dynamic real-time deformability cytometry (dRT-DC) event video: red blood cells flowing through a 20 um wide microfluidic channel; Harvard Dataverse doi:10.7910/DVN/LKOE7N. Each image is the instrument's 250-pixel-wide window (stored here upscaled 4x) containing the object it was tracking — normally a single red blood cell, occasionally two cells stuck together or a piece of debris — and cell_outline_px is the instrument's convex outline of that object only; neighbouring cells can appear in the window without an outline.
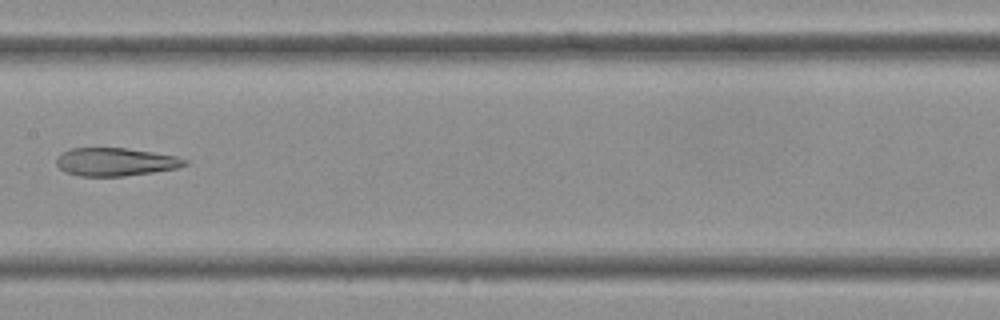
{"species": "Egyptian fruit bat (a non-hibernating species)", "species_latin": "Rousettus aegyptiacus", "temperature_condition": "cold", "stored_images_in_passage": 29, "camera_frame_rate_fps": 3000, "um_per_image_px": 0.085, "frame": {"image": 1, "passage_image": 9, "time_ms": 2.667, "image_size_px": [1000, 320], "cell_outline_px": [[188, 164], [180, 168], [124, 176], [80, 176], [64, 172], [56, 164], [56, 156], [60, 152], [72, 148], [124, 148], [152, 152], [176, 156], [188, 160]], "centroid_in_image_um": [9.79, 13.76], "position_along_channel_um": 197.6, "area_um2": 21.15}}
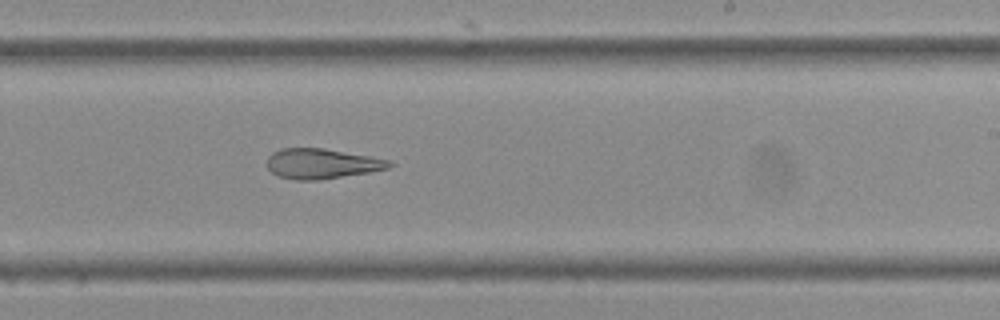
{"frame": {"image": 2, "passage_image": 13, "time_ms": 4.0, "image_size_px": [1000, 320], "cell_outline_px": [[396, 164], [388, 168], [368, 172], [316, 180], [296, 180], [280, 176], [272, 172], [268, 168], [268, 156], [272, 152], [280, 148], [324, 148], [372, 156], [388, 160]], "centroid_in_image_um": [27.36, 13.89], "position_along_channel_um": 261.6, "area_um2": 21.33}}
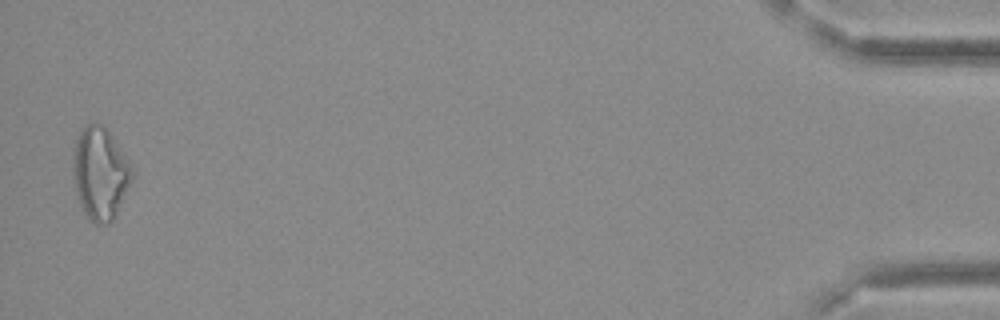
{"frame": {"image": 3, "passage_image": 29, "time_ms": 9.333, "image_size_px": [1000, 320], "cell_outline_px": [[132, 176], [116, 216], [108, 224], [92, 224], [88, 220], [76, 196], [72, 176], [72, 152], [76, 140], [80, 132], [88, 124], [104, 124], [128, 160], [132, 168]], "centroid_in_image_um": [8.47, 14.77], "position_along_channel_um": 426.7, "area_um2": 31.85}}